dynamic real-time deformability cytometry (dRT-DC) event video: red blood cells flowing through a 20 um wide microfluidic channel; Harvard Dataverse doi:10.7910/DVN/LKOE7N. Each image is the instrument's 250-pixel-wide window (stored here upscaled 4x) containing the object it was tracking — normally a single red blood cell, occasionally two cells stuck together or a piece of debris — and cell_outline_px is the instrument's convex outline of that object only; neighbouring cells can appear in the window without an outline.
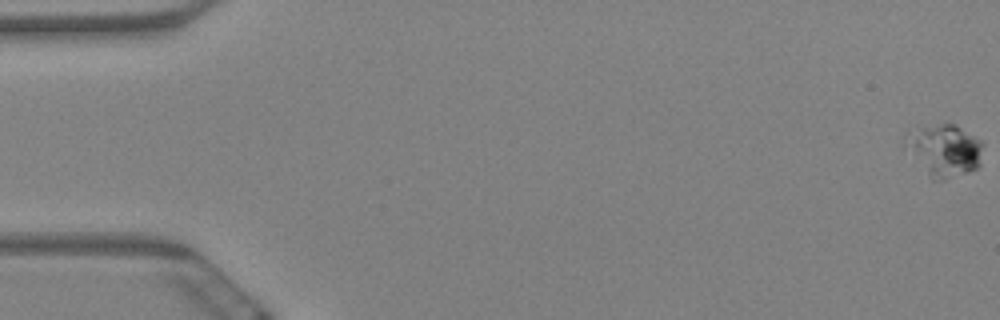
{"species": "Egyptian fruit bat (a non-hibernating species)", "species_latin": "Rousettus aegyptiacus", "temperature_condition": "warm", "stored_images_in_passage": 6, "camera_frame_rate_fps": 3000, "um_per_image_px": 0.085, "animal": {"sex": "female"}, "frame": {"image": 1, "passage_image": 1, "time_ms": 0.0, "image_size_px": [1000, 320], "cell_outline_px": [[984, 144], [980, 164], [976, 168], [968, 172], [944, 180], [932, 180], [900, 144], [920, 128], [940, 124], [956, 124], [980, 140]], "centroid_in_image_um": [80.28, 12.81], "position_along_channel_um": 4.7, "area_um2": 23.47}}